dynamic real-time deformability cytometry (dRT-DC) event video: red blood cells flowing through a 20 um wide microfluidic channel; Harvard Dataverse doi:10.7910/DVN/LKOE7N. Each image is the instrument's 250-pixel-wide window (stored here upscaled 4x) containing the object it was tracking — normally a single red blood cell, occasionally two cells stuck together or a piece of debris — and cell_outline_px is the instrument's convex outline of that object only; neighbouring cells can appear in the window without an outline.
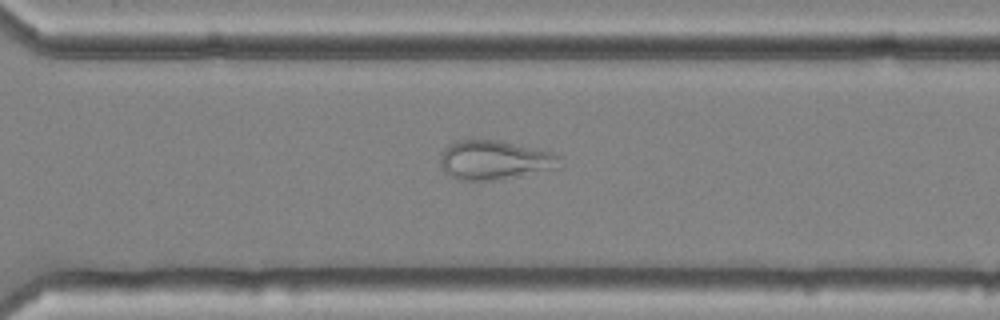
{"species": "common noctule bat (a hibernating species)", "species_latin": "Nyctalus noctula", "temperature_condition": "cold", "stored_images_in_passage": 58, "camera_frame_rate_fps": 3000, "um_per_image_px": 0.085, "animal": {"sex": "female", "body_mass_g": 25.1}, "frame": {"image": 1, "passage_image": 42, "time_ms": 13.667, "image_size_px": [1000, 320], "cell_outline_px": [[564, 156], [560, 168], [500, 180], [460, 180], [444, 172], [440, 164], [440, 156], [448, 144], [456, 140], [496, 140], [552, 152]], "centroid_in_image_um": [42.09, 13.62], "position_along_channel_um": 328.5, "area_um2": 27.57}}